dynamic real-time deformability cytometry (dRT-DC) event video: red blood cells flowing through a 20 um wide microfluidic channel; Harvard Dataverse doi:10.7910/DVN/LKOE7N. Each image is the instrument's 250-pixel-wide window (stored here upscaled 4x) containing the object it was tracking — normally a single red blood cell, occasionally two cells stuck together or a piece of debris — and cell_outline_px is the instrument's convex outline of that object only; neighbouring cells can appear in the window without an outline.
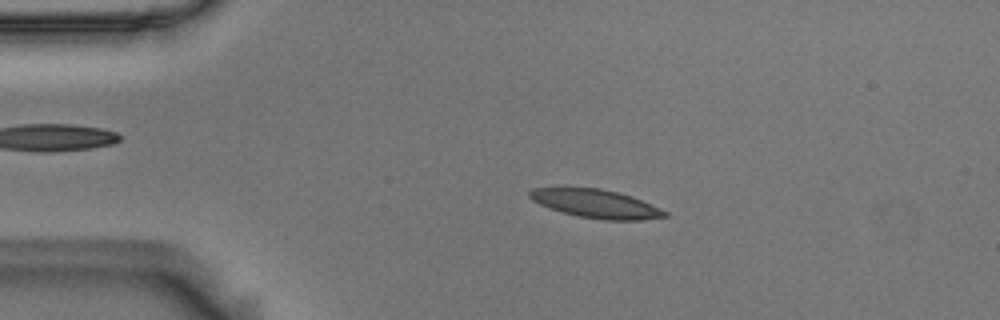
{"species": "Egyptian fruit bat (a non-hibernating species)", "species_latin": "Rousettus aegyptiacus", "temperature_condition": "room temperature", "stored_images_in_passage": 55, "camera_frame_rate_fps": 3000, "um_per_image_px": 0.085, "animal": {"sex": "male"}, "frame": {"image": 1, "passage_image": 11, "time_ms": 3.333, "image_size_px": [1000, 320], "cell_outline_px": [[668, 216], [640, 220], [604, 220], [576, 216], [560, 212], [540, 204], [532, 200], [528, 196], [528, 192], [532, 188], [564, 184], [600, 188], [632, 196], [660, 208], [668, 212]], "centroid_in_image_um": [50.54, 17.26], "position_along_channel_um": 34.5, "area_um2": 23.35}}
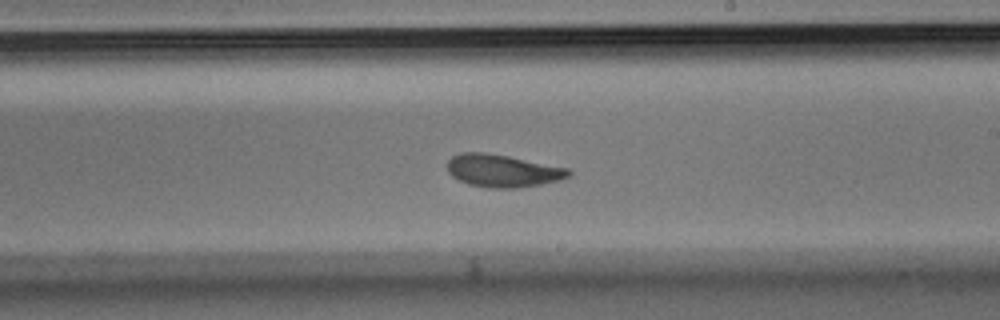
{"frame": {"image": 2, "passage_image": 32, "time_ms": 10.333, "image_size_px": [1000, 320], "cell_outline_px": [[572, 176], [560, 180], [540, 184], [516, 188], [488, 188], [468, 184], [452, 176], [448, 172], [448, 160], [452, 156], [464, 152], [484, 152], [508, 156], [568, 168], [572, 172]], "centroid_in_image_um": [42.74, 14.52], "position_along_channel_um": 246.3, "area_um2": 23.0}}
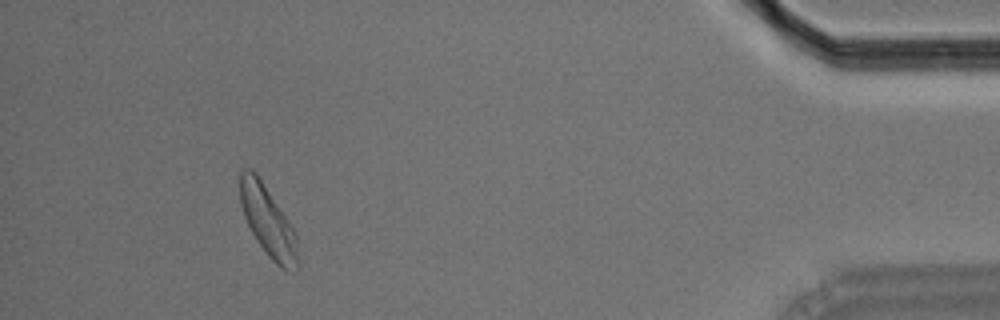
{"frame": {"image": 3, "passage_image": 51, "time_ms": 16.667, "image_size_px": [1000, 320], "cell_outline_px": [[300, 268], [296, 272], [288, 272], [280, 268], [268, 256], [256, 240], [244, 216], [240, 204], [240, 168], [252, 168], [256, 172], [292, 228], [296, 236], [300, 264]], "centroid_in_image_um": [22.79, 18.88], "position_along_channel_um": 412.4, "area_um2": 23.76}, "authors_computed_cell_mechanics": {"area_um2": 22.831, "velocity_mm_per_s": 3.5929, "shape_relaxation_time_tau1_ms": 5.169, "shape_relaxation_time_tau2_ms": 2.292, "deformation_change_tau1": 0.1427, "deformation_change_tau2": 0.0853}}